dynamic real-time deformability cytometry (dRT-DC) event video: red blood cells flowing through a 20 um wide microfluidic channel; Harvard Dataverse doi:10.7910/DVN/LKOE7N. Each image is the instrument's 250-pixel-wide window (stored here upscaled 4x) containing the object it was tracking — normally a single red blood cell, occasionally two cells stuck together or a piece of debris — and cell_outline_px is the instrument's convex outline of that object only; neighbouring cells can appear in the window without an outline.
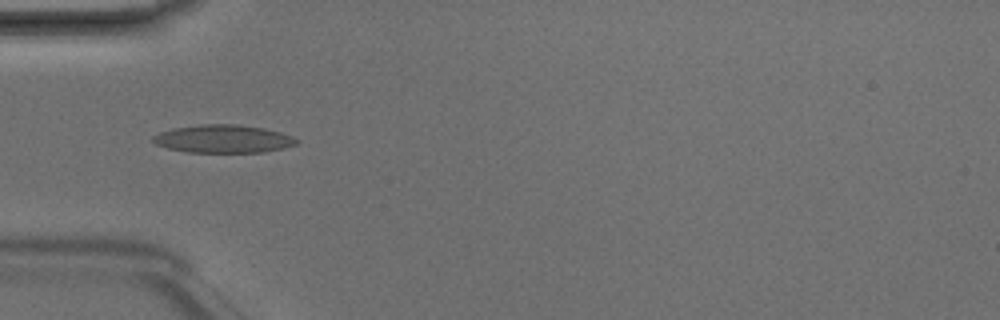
{"species": "Egyptian fruit bat (a non-hibernating species)", "species_latin": "Rousettus aegyptiacus", "temperature_condition": "room temperature", "stored_images_in_passage": 2, "camera_frame_rate_fps": 3000, "um_per_image_px": 0.085, "animal": {"sex": "male"}, "frame": {"image": 1, "passage_image": 1, "time_ms": 0.0, "image_size_px": [1000, 320], "cell_outline_px": [[300, 140], [296, 144], [264, 152], [188, 152], [168, 148], [156, 144], [152, 140], [152, 136], [160, 132], [172, 128], [200, 124], [236, 124], [264, 128], [280, 132], [292, 136]], "centroid_in_image_um": [18.96, 11.79], "position_along_channel_um": 66.0, "area_um2": 23.35}}